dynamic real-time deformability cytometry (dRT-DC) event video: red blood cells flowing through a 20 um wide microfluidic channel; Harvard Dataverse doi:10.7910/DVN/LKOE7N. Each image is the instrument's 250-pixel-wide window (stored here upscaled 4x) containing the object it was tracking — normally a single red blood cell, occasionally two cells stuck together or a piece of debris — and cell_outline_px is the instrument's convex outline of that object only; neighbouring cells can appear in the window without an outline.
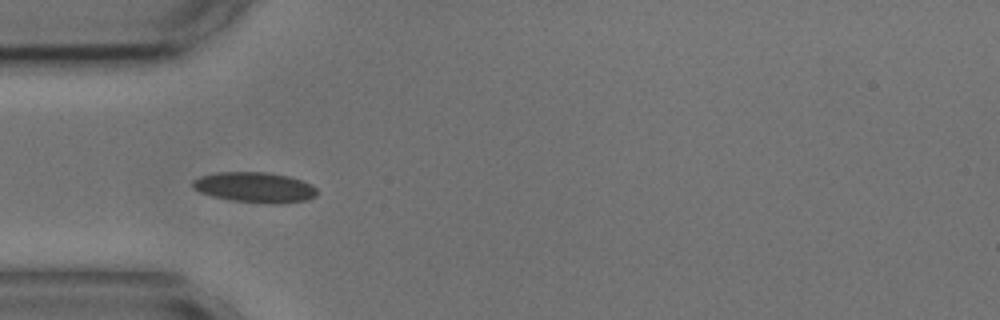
{"species": "common noctule bat (a hibernating species)", "species_latin": "Nyctalus noctula", "temperature_condition": "cold", "stored_images_in_passage": 41, "camera_frame_rate_fps": 3000, "um_per_image_px": 0.085, "animal": {"sex": "male", "body_mass_g": 17.9, "forearm_length_mm": 54.2}, "frame": {"image": 1, "passage_image": 12, "time_ms": 3.667, "image_size_px": [1000, 320], "cell_outline_px": [[316, 196], [304, 200], [280, 204], [272, 204], [232, 200], [212, 196], [200, 192], [192, 188], [192, 180], [200, 176], [216, 172], [268, 172], [288, 176], [312, 184], [316, 188]], "centroid_in_image_um": [21.63, 15.92], "position_along_channel_um": 63.4, "area_um2": 22.02}, "authors_computed_cell_mechanics": {"area_um2": 20.7502, "velocity_mm_per_s": 3.5832, "shape_relaxation_time_tau1_ms": 10.6307, "shape_relaxation_time_tau2_ms": 2.3121, "deformation_change_tau1": 0.1462, "deformation_change_tau2": 0.0733}}